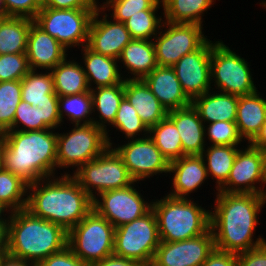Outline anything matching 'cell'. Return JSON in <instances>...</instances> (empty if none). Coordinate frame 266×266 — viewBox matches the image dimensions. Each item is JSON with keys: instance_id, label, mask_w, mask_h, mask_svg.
I'll use <instances>...</instances> for the list:
<instances>
[{"instance_id": "48", "label": "cell", "mask_w": 266, "mask_h": 266, "mask_svg": "<svg viewBox=\"0 0 266 266\" xmlns=\"http://www.w3.org/2000/svg\"><path fill=\"white\" fill-rule=\"evenodd\" d=\"M202 266H237V254L215 248Z\"/></svg>"}, {"instance_id": "27", "label": "cell", "mask_w": 266, "mask_h": 266, "mask_svg": "<svg viewBox=\"0 0 266 266\" xmlns=\"http://www.w3.org/2000/svg\"><path fill=\"white\" fill-rule=\"evenodd\" d=\"M266 120V100L258 90L249 95L239 96L236 125L240 136L250 143L260 132Z\"/></svg>"}, {"instance_id": "38", "label": "cell", "mask_w": 266, "mask_h": 266, "mask_svg": "<svg viewBox=\"0 0 266 266\" xmlns=\"http://www.w3.org/2000/svg\"><path fill=\"white\" fill-rule=\"evenodd\" d=\"M112 126L115 127L116 130L118 129L121 133L123 132V134H125V139L127 140L148 136L149 129L141 121V118L137 114L135 108L125 97L120 102V106L117 110ZM140 134L143 136H140Z\"/></svg>"}, {"instance_id": "55", "label": "cell", "mask_w": 266, "mask_h": 266, "mask_svg": "<svg viewBox=\"0 0 266 266\" xmlns=\"http://www.w3.org/2000/svg\"><path fill=\"white\" fill-rule=\"evenodd\" d=\"M8 17H9V15L6 12L3 0H0V19H5V18H8Z\"/></svg>"}, {"instance_id": "37", "label": "cell", "mask_w": 266, "mask_h": 266, "mask_svg": "<svg viewBox=\"0 0 266 266\" xmlns=\"http://www.w3.org/2000/svg\"><path fill=\"white\" fill-rule=\"evenodd\" d=\"M21 80L0 82V133L12 131L16 108L21 101Z\"/></svg>"}, {"instance_id": "11", "label": "cell", "mask_w": 266, "mask_h": 266, "mask_svg": "<svg viewBox=\"0 0 266 266\" xmlns=\"http://www.w3.org/2000/svg\"><path fill=\"white\" fill-rule=\"evenodd\" d=\"M95 10L42 7L34 22L69 50L88 44L89 26Z\"/></svg>"}, {"instance_id": "1", "label": "cell", "mask_w": 266, "mask_h": 266, "mask_svg": "<svg viewBox=\"0 0 266 266\" xmlns=\"http://www.w3.org/2000/svg\"><path fill=\"white\" fill-rule=\"evenodd\" d=\"M214 203L210 228L216 249L239 254L266 243L262 236L254 241L258 214L266 204L265 195L217 191Z\"/></svg>"}, {"instance_id": "53", "label": "cell", "mask_w": 266, "mask_h": 266, "mask_svg": "<svg viewBox=\"0 0 266 266\" xmlns=\"http://www.w3.org/2000/svg\"><path fill=\"white\" fill-rule=\"evenodd\" d=\"M9 221H0V248H8Z\"/></svg>"}, {"instance_id": "29", "label": "cell", "mask_w": 266, "mask_h": 266, "mask_svg": "<svg viewBox=\"0 0 266 266\" xmlns=\"http://www.w3.org/2000/svg\"><path fill=\"white\" fill-rule=\"evenodd\" d=\"M21 99L35 107L59 105L51 71L38 73L31 69L21 79Z\"/></svg>"}, {"instance_id": "12", "label": "cell", "mask_w": 266, "mask_h": 266, "mask_svg": "<svg viewBox=\"0 0 266 266\" xmlns=\"http://www.w3.org/2000/svg\"><path fill=\"white\" fill-rule=\"evenodd\" d=\"M202 26L163 21L162 29L153 38L158 66L172 67L184 55L199 49L208 40Z\"/></svg>"}, {"instance_id": "22", "label": "cell", "mask_w": 266, "mask_h": 266, "mask_svg": "<svg viewBox=\"0 0 266 266\" xmlns=\"http://www.w3.org/2000/svg\"><path fill=\"white\" fill-rule=\"evenodd\" d=\"M167 116L175 124L182 143L183 156L202 155L206 149L205 124L192 105L172 110Z\"/></svg>"}, {"instance_id": "20", "label": "cell", "mask_w": 266, "mask_h": 266, "mask_svg": "<svg viewBox=\"0 0 266 266\" xmlns=\"http://www.w3.org/2000/svg\"><path fill=\"white\" fill-rule=\"evenodd\" d=\"M173 174V189L167 195L188 199L208 178L204 158L201 155H185L169 164V174Z\"/></svg>"}, {"instance_id": "13", "label": "cell", "mask_w": 266, "mask_h": 266, "mask_svg": "<svg viewBox=\"0 0 266 266\" xmlns=\"http://www.w3.org/2000/svg\"><path fill=\"white\" fill-rule=\"evenodd\" d=\"M264 185H266V152L248 143L247 148H239L227 181L217 191L266 196Z\"/></svg>"}, {"instance_id": "7", "label": "cell", "mask_w": 266, "mask_h": 266, "mask_svg": "<svg viewBox=\"0 0 266 266\" xmlns=\"http://www.w3.org/2000/svg\"><path fill=\"white\" fill-rule=\"evenodd\" d=\"M160 242L157 219L151 209L144 216L115 228L113 254L151 266Z\"/></svg>"}, {"instance_id": "24", "label": "cell", "mask_w": 266, "mask_h": 266, "mask_svg": "<svg viewBox=\"0 0 266 266\" xmlns=\"http://www.w3.org/2000/svg\"><path fill=\"white\" fill-rule=\"evenodd\" d=\"M214 92V93H213ZM239 96L209 90L193 99L191 105L204 124L217 121L235 122Z\"/></svg>"}, {"instance_id": "42", "label": "cell", "mask_w": 266, "mask_h": 266, "mask_svg": "<svg viewBox=\"0 0 266 266\" xmlns=\"http://www.w3.org/2000/svg\"><path fill=\"white\" fill-rule=\"evenodd\" d=\"M205 137L211 142L210 145L238 146L244 142L236 123L229 121L208 123L205 125Z\"/></svg>"}, {"instance_id": "15", "label": "cell", "mask_w": 266, "mask_h": 266, "mask_svg": "<svg viewBox=\"0 0 266 266\" xmlns=\"http://www.w3.org/2000/svg\"><path fill=\"white\" fill-rule=\"evenodd\" d=\"M127 141L112 147L122 157L129 175L136 183L150 176L169 173L170 163L149 136Z\"/></svg>"}, {"instance_id": "40", "label": "cell", "mask_w": 266, "mask_h": 266, "mask_svg": "<svg viewBox=\"0 0 266 266\" xmlns=\"http://www.w3.org/2000/svg\"><path fill=\"white\" fill-rule=\"evenodd\" d=\"M161 0H106L100 5V8L105 11H112L110 15L114 21L124 23L132 15L142 10H159Z\"/></svg>"}, {"instance_id": "2", "label": "cell", "mask_w": 266, "mask_h": 266, "mask_svg": "<svg viewBox=\"0 0 266 266\" xmlns=\"http://www.w3.org/2000/svg\"><path fill=\"white\" fill-rule=\"evenodd\" d=\"M68 173L28 185L26 206L34 216L58 224L67 232L93 209V199Z\"/></svg>"}, {"instance_id": "17", "label": "cell", "mask_w": 266, "mask_h": 266, "mask_svg": "<svg viewBox=\"0 0 266 266\" xmlns=\"http://www.w3.org/2000/svg\"><path fill=\"white\" fill-rule=\"evenodd\" d=\"M212 41L184 55L172 66L186 96L192 101L211 90L210 58Z\"/></svg>"}, {"instance_id": "18", "label": "cell", "mask_w": 266, "mask_h": 266, "mask_svg": "<svg viewBox=\"0 0 266 266\" xmlns=\"http://www.w3.org/2000/svg\"><path fill=\"white\" fill-rule=\"evenodd\" d=\"M102 13L104 10L98 7L92 16L87 46L96 53L119 59L123 48L133 38L125 23L114 21Z\"/></svg>"}, {"instance_id": "46", "label": "cell", "mask_w": 266, "mask_h": 266, "mask_svg": "<svg viewBox=\"0 0 266 266\" xmlns=\"http://www.w3.org/2000/svg\"><path fill=\"white\" fill-rule=\"evenodd\" d=\"M237 266H266V243L237 254Z\"/></svg>"}, {"instance_id": "3", "label": "cell", "mask_w": 266, "mask_h": 266, "mask_svg": "<svg viewBox=\"0 0 266 266\" xmlns=\"http://www.w3.org/2000/svg\"><path fill=\"white\" fill-rule=\"evenodd\" d=\"M2 138L5 170L28 185L56 176L57 133L53 129L6 131Z\"/></svg>"}, {"instance_id": "30", "label": "cell", "mask_w": 266, "mask_h": 266, "mask_svg": "<svg viewBox=\"0 0 266 266\" xmlns=\"http://www.w3.org/2000/svg\"><path fill=\"white\" fill-rule=\"evenodd\" d=\"M58 97L89 92L86 74L80 63L67 57L51 70Z\"/></svg>"}, {"instance_id": "49", "label": "cell", "mask_w": 266, "mask_h": 266, "mask_svg": "<svg viewBox=\"0 0 266 266\" xmlns=\"http://www.w3.org/2000/svg\"><path fill=\"white\" fill-rule=\"evenodd\" d=\"M44 112V123L51 129H57L62 125L59 115V105L36 106Z\"/></svg>"}, {"instance_id": "52", "label": "cell", "mask_w": 266, "mask_h": 266, "mask_svg": "<svg viewBox=\"0 0 266 266\" xmlns=\"http://www.w3.org/2000/svg\"><path fill=\"white\" fill-rule=\"evenodd\" d=\"M250 144L256 148H259L261 151L266 152V120L263 123L260 132L250 142Z\"/></svg>"}, {"instance_id": "32", "label": "cell", "mask_w": 266, "mask_h": 266, "mask_svg": "<svg viewBox=\"0 0 266 266\" xmlns=\"http://www.w3.org/2000/svg\"><path fill=\"white\" fill-rule=\"evenodd\" d=\"M166 22L203 25L205 14L214 0H161ZM213 3V4H212Z\"/></svg>"}, {"instance_id": "26", "label": "cell", "mask_w": 266, "mask_h": 266, "mask_svg": "<svg viewBox=\"0 0 266 266\" xmlns=\"http://www.w3.org/2000/svg\"><path fill=\"white\" fill-rule=\"evenodd\" d=\"M132 75L126 79H144L158 66L153 40L132 39L124 48L118 59Z\"/></svg>"}, {"instance_id": "58", "label": "cell", "mask_w": 266, "mask_h": 266, "mask_svg": "<svg viewBox=\"0 0 266 266\" xmlns=\"http://www.w3.org/2000/svg\"><path fill=\"white\" fill-rule=\"evenodd\" d=\"M260 5H262V7L266 8V1H263L262 3H260Z\"/></svg>"}, {"instance_id": "39", "label": "cell", "mask_w": 266, "mask_h": 266, "mask_svg": "<svg viewBox=\"0 0 266 266\" xmlns=\"http://www.w3.org/2000/svg\"><path fill=\"white\" fill-rule=\"evenodd\" d=\"M156 13L157 10H142L124 22L133 39L153 40L164 21Z\"/></svg>"}, {"instance_id": "8", "label": "cell", "mask_w": 266, "mask_h": 266, "mask_svg": "<svg viewBox=\"0 0 266 266\" xmlns=\"http://www.w3.org/2000/svg\"><path fill=\"white\" fill-rule=\"evenodd\" d=\"M233 52L224 42H212L210 58L211 84L217 92L237 96L249 95L257 91L250 65L243 57ZM213 81V82H212Z\"/></svg>"}, {"instance_id": "25", "label": "cell", "mask_w": 266, "mask_h": 266, "mask_svg": "<svg viewBox=\"0 0 266 266\" xmlns=\"http://www.w3.org/2000/svg\"><path fill=\"white\" fill-rule=\"evenodd\" d=\"M81 49V52H83L81 53L83 54V63H85L82 67L90 89L120 84L126 79L118 66V63H120L118 59L96 53L87 45ZM92 83L96 84V87H92Z\"/></svg>"}, {"instance_id": "28", "label": "cell", "mask_w": 266, "mask_h": 266, "mask_svg": "<svg viewBox=\"0 0 266 266\" xmlns=\"http://www.w3.org/2000/svg\"><path fill=\"white\" fill-rule=\"evenodd\" d=\"M90 92L92 95L93 113L97 110V114H99L97 116L99 120L94 117L92 123L105 131L109 147H112L115 144H112L111 137L108 135V132L111 130L108 129L107 131V126L113 124L120 102L124 98V80L120 84L93 88Z\"/></svg>"}, {"instance_id": "35", "label": "cell", "mask_w": 266, "mask_h": 266, "mask_svg": "<svg viewBox=\"0 0 266 266\" xmlns=\"http://www.w3.org/2000/svg\"><path fill=\"white\" fill-rule=\"evenodd\" d=\"M92 113V95L90 91L59 97V115L61 122H64V116H67L72 124H90L93 119Z\"/></svg>"}, {"instance_id": "51", "label": "cell", "mask_w": 266, "mask_h": 266, "mask_svg": "<svg viewBox=\"0 0 266 266\" xmlns=\"http://www.w3.org/2000/svg\"><path fill=\"white\" fill-rule=\"evenodd\" d=\"M0 266H37L33 263L27 262L25 260L10 256L5 254L0 260Z\"/></svg>"}, {"instance_id": "9", "label": "cell", "mask_w": 266, "mask_h": 266, "mask_svg": "<svg viewBox=\"0 0 266 266\" xmlns=\"http://www.w3.org/2000/svg\"><path fill=\"white\" fill-rule=\"evenodd\" d=\"M73 172L72 177L92 199L96 194L98 196L107 190L124 188L134 182L122 157L113 147H108L94 160Z\"/></svg>"}, {"instance_id": "47", "label": "cell", "mask_w": 266, "mask_h": 266, "mask_svg": "<svg viewBox=\"0 0 266 266\" xmlns=\"http://www.w3.org/2000/svg\"><path fill=\"white\" fill-rule=\"evenodd\" d=\"M97 0H42V7L55 9H97Z\"/></svg>"}, {"instance_id": "57", "label": "cell", "mask_w": 266, "mask_h": 266, "mask_svg": "<svg viewBox=\"0 0 266 266\" xmlns=\"http://www.w3.org/2000/svg\"><path fill=\"white\" fill-rule=\"evenodd\" d=\"M8 248H0V260L3 258V256L7 253Z\"/></svg>"}, {"instance_id": "54", "label": "cell", "mask_w": 266, "mask_h": 266, "mask_svg": "<svg viewBox=\"0 0 266 266\" xmlns=\"http://www.w3.org/2000/svg\"><path fill=\"white\" fill-rule=\"evenodd\" d=\"M7 213L9 216L6 218V215L4 216V213ZM11 210L6 206L4 205L1 201H0V221H9V218H10V215H11ZM4 217H3V216Z\"/></svg>"}, {"instance_id": "23", "label": "cell", "mask_w": 266, "mask_h": 266, "mask_svg": "<svg viewBox=\"0 0 266 266\" xmlns=\"http://www.w3.org/2000/svg\"><path fill=\"white\" fill-rule=\"evenodd\" d=\"M124 97L135 108L148 129L167 116V110L143 79H124Z\"/></svg>"}, {"instance_id": "21", "label": "cell", "mask_w": 266, "mask_h": 266, "mask_svg": "<svg viewBox=\"0 0 266 266\" xmlns=\"http://www.w3.org/2000/svg\"><path fill=\"white\" fill-rule=\"evenodd\" d=\"M143 80L167 112L191 105L172 67L157 66Z\"/></svg>"}, {"instance_id": "36", "label": "cell", "mask_w": 266, "mask_h": 266, "mask_svg": "<svg viewBox=\"0 0 266 266\" xmlns=\"http://www.w3.org/2000/svg\"><path fill=\"white\" fill-rule=\"evenodd\" d=\"M27 195L28 184L2 168L0 170V201L11 211H17L26 208Z\"/></svg>"}, {"instance_id": "50", "label": "cell", "mask_w": 266, "mask_h": 266, "mask_svg": "<svg viewBox=\"0 0 266 266\" xmlns=\"http://www.w3.org/2000/svg\"><path fill=\"white\" fill-rule=\"evenodd\" d=\"M91 266H143L138 261L128 258H123L115 254L105 257L103 260L95 262Z\"/></svg>"}, {"instance_id": "6", "label": "cell", "mask_w": 266, "mask_h": 266, "mask_svg": "<svg viewBox=\"0 0 266 266\" xmlns=\"http://www.w3.org/2000/svg\"><path fill=\"white\" fill-rule=\"evenodd\" d=\"M114 233L115 227L92 209L68 231L67 246L91 266L113 254Z\"/></svg>"}, {"instance_id": "45", "label": "cell", "mask_w": 266, "mask_h": 266, "mask_svg": "<svg viewBox=\"0 0 266 266\" xmlns=\"http://www.w3.org/2000/svg\"><path fill=\"white\" fill-rule=\"evenodd\" d=\"M37 266H90L76 256L72 250L66 246L60 252L54 253L45 258Z\"/></svg>"}, {"instance_id": "44", "label": "cell", "mask_w": 266, "mask_h": 266, "mask_svg": "<svg viewBox=\"0 0 266 266\" xmlns=\"http://www.w3.org/2000/svg\"><path fill=\"white\" fill-rule=\"evenodd\" d=\"M9 16L35 19L42 8V0H3Z\"/></svg>"}, {"instance_id": "19", "label": "cell", "mask_w": 266, "mask_h": 266, "mask_svg": "<svg viewBox=\"0 0 266 266\" xmlns=\"http://www.w3.org/2000/svg\"><path fill=\"white\" fill-rule=\"evenodd\" d=\"M66 52L67 49L54 37L46 33L35 22L31 24L27 37L26 51L31 69L51 71L57 64L68 57Z\"/></svg>"}, {"instance_id": "16", "label": "cell", "mask_w": 266, "mask_h": 266, "mask_svg": "<svg viewBox=\"0 0 266 266\" xmlns=\"http://www.w3.org/2000/svg\"><path fill=\"white\" fill-rule=\"evenodd\" d=\"M214 249L215 241L211 228L205 234L192 239L161 241L151 266H202Z\"/></svg>"}, {"instance_id": "10", "label": "cell", "mask_w": 266, "mask_h": 266, "mask_svg": "<svg viewBox=\"0 0 266 266\" xmlns=\"http://www.w3.org/2000/svg\"><path fill=\"white\" fill-rule=\"evenodd\" d=\"M66 133L57 132V168L78 169L102 154L108 147L104 130L95 124H73Z\"/></svg>"}, {"instance_id": "4", "label": "cell", "mask_w": 266, "mask_h": 266, "mask_svg": "<svg viewBox=\"0 0 266 266\" xmlns=\"http://www.w3.org/2000/svg\"><path fill=\"white\" fill-rule=\"evenodd\" d=\"M68 232L60 225L34 216L26 208L9 218L7 254L35 265L67 246Z\"/></svg>"}, {"instance_id": "14", "label": "cell", "mask_w": 266, "mask_h": 266, "mask_svg": "<svg viewBox=\"0 0 266 266\" xmlns=\"http://www.w3.org/2000/svg\"><path fill=\"white\" fill-rule=\"evenodd\" d=\"M134 184L101 192L93 199V209L115 228L144 216L152 209V201H144Z\"/></svg>"}, {"instance_id": "34", "label": "cell", "mask_w": 266, "mask_h": 266, "mask_svg": "<svg viewBox=\"0 0 266 266\" xmlns=\"http://www.w3.org/2000/svg\"><path fill=\"white\" fill-rule=\"evenodd\" d=\"M148 136L169 163L183 156L180 134L168 116L150 127Z\"/></svg>"}, {"instance_id": "5", "label": "cell", "mask_w": 266, "mask_h": 266, "mask_svg": "<svg viewBox=\"0 0 266 266\" xmlns=\"http://www.w3.org/2000/svg\"><path fill=\"white\" fill-rule=\"evenodd\" d=\"M188 198L166 195L152 201L160 241L177 242L205 234L210 229V211Z\"/></svg>"}, {"instance_id": "43", "label": "cell", "mask_w": 266, "mask_h": 266, "mask_svg": "<svg viewBox=\"0 0 266 266\" xmlns=\"http://www.w3.org/2000/svg\"><path fill=\"white\" fill-rule=\"evenodd\" d=\"M30 70L26 53L0 55V82L21 80Z\"/></svg>"}, {"instance_id": "56", "label": "cell", "mask_w": 266, "mask_h": 266, "mask_svg": "<svg viewBox=\"0 0 266 266\" xmlns=\"http://www.w3.org/2000/svg\"><path fill=\"white\" fill-rule=\"evenodd\" d=\"M3 138L0 136V170L3 168Z\"/></svg>"}, {"instance_id": "41", "label": "cell", "mask_w": 266, "mask_h": 266, "mask_svg": "<svg viewBox=\"0 0 266 266\" xmlns=\"http://www.w3.org/2000/svg\"><path fill=\"white\" fill-rule=\"evenodd\" d=\"M44 129H49V127L44 123L42 109L21 100L16 108L12 130L34 131Z\"/></svg>"}, {"instance_id": "33", "label": "cell", "mask_w": 266, "mask_h": 266, "mask_svg": "<svg viewBox=\"0 0 266 266\" xmlns=\"http://www.w3.org/2000/svg\"><path fill=\"white\" fill-rule=\"evenodd\" d=\"M238 148V146L229 145H210L203 150L201 156L204 158L208 177L210 175L212 180H216V190L227 181L239 151Z\"/></svg>"}, {"instance_id": "31", "label": "cell", "mask_w": 266, "mask_h": 266, "mask_svg": "<svg viewBox=\"0 0 266 266\" xmlns=\"http://www.w3.org/2000/svg\"><path fill=\"white\" fill-rule=\"evenodd\" d=\"M33 19L9 16L0 19V55L27 51V37Z\"/></svg>"}]
</instances>
